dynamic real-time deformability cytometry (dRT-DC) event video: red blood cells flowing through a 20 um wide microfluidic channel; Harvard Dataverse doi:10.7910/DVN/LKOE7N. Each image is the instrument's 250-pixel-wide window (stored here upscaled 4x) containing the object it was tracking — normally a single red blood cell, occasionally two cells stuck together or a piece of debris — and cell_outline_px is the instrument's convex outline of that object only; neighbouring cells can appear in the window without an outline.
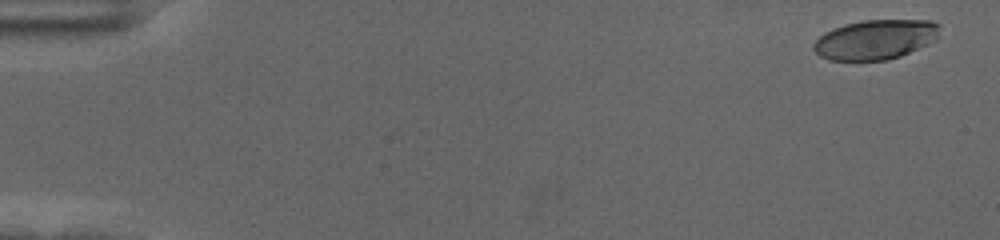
{"species": "human", "species_latin": "Homo sapiens", "temperature_condition": "cold", "stored_images_in_passage": 58, "camera_frame_rate_fps": 3000, "um_per_image_px": 0.085, "donor": {"sex": "female"}, "frame": {"image": 1, "passage_image": 3, "time_ms": 0.667, "image_size_px": [1000, 240], "cell_outline_px": [[940, 36], [936, 40], [928, 44], [900, 56], [888, 60], [828, 60], [820, 56], [812, 48], [812, 44], [824, 32], [832, 28], [844, 24], [864, 20], [932, 20], [940, 24]], "centroid_in_image_um": [74.43, 3.35], "position_along_channel_um": 10.6, "area_um2": 29.48}}
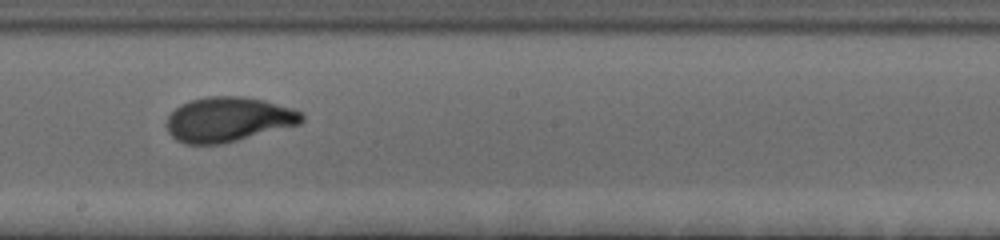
{"frame": {"image": 2, "passage_image": 34, "time_ms": 11.0, "image_size_px": [1000, 240], "cell_outline_px": [[304, 120], [300, 124], [220, 144], [184, 144], [176, 140], [168, 132], [164, 124], [168, 116], [180, 104], [192, 100], [208, 96], [244, 96], [264, 100], [292, 108], [300, 112], [304, 116]], "centroid_in_image_um": [19.37, 10.14], "position_along_channel_um": 228.8, "area_um2": 35.2}}
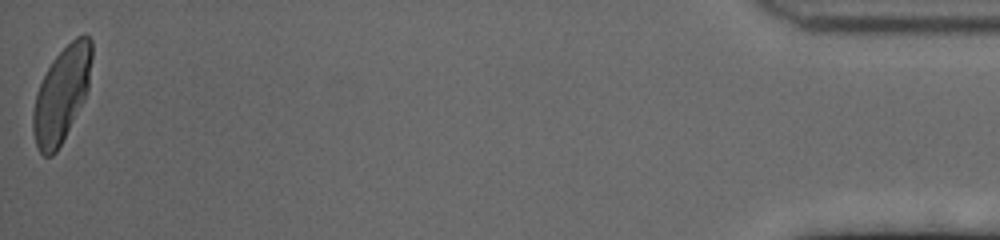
{"frame": {"image": 3, "passage_image": 58, "time_ms": 19.0, "image_size_px": [1000, 240], "cell_outline_px": [[92, 60], [88, 88], [84, 100], [56, 152], [52, 156], [44, 156], [40, 152], [36, 144], [32, 132], [32, 112], [36, 92], [52, 60], [76, 36], [84, 32], [92, 40]], "centroid_in_image_um": [5.24, 8.0], "position_along_channel_um": 430.0, "area_um2": 32.43}, "authors_computed_cell_mechanics": {"area_um2": 33.0038, "velocity_mm_per_s": 3.6007, "shape_relaxation_time_tau1_ms": 2.9251, "shape_relaxation_time_tau2_ms": 0.8342, "deformation_change_tau1": 0.1771, "deformation_change_tau2": 0.0597}}